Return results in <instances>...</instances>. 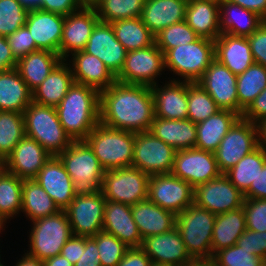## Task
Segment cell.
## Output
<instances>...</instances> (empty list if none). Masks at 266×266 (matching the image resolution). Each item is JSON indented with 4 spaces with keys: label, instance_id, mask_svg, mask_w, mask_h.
Segmentation results:
<instances>
[{
    "label": "cell",
    "instance_id": "1",
    "mask_svg": "<svg viewBox=\"0 0 266 266\" xmlns=\"http://www.w3.org/2000/svg\"><path fill=\"white\" fill-rule=\"evenodd\" d=\"M100 122L133 133L149 131L155 118L151 86L116 81L100 91Z\"/></svg>",
    "mask_w": 266,
    "mask_h": 266
},
{
    "label": "cell",
    "instance_id": "2",
    "mask_svg": "<svg viewBox=\"0 0 266 266\" xmlns=\"http://www.w3.org/2000/svg\"><path fill=\"white\" fill-rule=\"evenodd\" d=\"M100 92L75 83L56 107L59 121L72 141H84L100 122Z\"/></svg>",
    "mask_w": 266,
    "mask_h": 266
},
{
    "label": "cell",
    "instance_id": "3",
    "mask_svg": "<svg viewBox=\"0 0 266 266\" xmlns=\"http://www.w3.org/2000/svg\"><path fill=\"white\" fill-rule=\"evenodd\" d=\"M84 141L105 171L132 167L135 133L99 122Z\"/></svg>",
    "mask_w": 266,
    "mask_h": 266
},
{
    "label": "cell",
    "instance_id": "4",
    "mask_svg": "<svg viewBox=\"0 0 266 266\" xmlns=\"http://www.w3.org/2000/svg\"><path fill=\"white\" fill-rule=\"evenodd\" d=\"M57 157L72 178L75 195L101 191L105 170L85 141H73Z\"/></svg>",
    "mask_w": 266,
    "mask_h": 266
},
{
    "label": "cell",
    "instance_id": "5",
    "mask_svg": "<svg viewBox=\"0 0 266 266\" xmlns=\"http://www.w3.org/2000/svg\"><path fill=\"white\" fill-rule=\"evenodd\" d=\"M27 137L36 140L51 156H57L73 142L64 131L55 107L31 102L24 110Z\"/></svg>",
    "mask_w": 266,
    "mask_h": 266
},
{
    "label": "cell",
    "instance_id": "6",
    "mask_svg": "<svg viewBox=\"0 0 266 266\" xmlns=\"http://www.w3.org/2000/svg\"><path fill=\"white\" fill-rule=\"evenodd\" d=\"M216 215L194 203L176 215V227L193 260L212 259V232Z\"/></svg>",
    "mask_w": 266,
    "mask_h": 266
},
{
    "label": "cell",
    "instance_id": "7",
    "mask_svg": "<svg viewBox=\"0 0 266 266\" xmlns=\"http://www.w3.org/2000/svg\"><path fill=\"white\" fill-rule=\"evenodd\" d=\"M164 60L165 68L183 77L184 82H198L215 60L214 41L199 37L192 43L169 49Z\"/></svg>",
    "mask_w": 266,
    "mask_h": 266
},
{
    "label": "cell",
    "instance_id": "8",
    "mask_svg": "<svg viewBox=\"0 0 266 266\" xmlns=\"http://www.w3.org/2000/svg\"><path fill=\"white\" fill-rule=\"evenodd\" d=\"M27 254L45 260L61 254L62 248L73 235L64 210L33 221Z\"/></svg>",
    "mask_w": 266,
    "mask_h": 266
},
{
    "label": "cell",
    "instance_id": "9",
    "mask_svg": "<svg viewBox=\"0 0 266 266\" xmlns=\"http://www.w3.org/2000/svg\"><path fill=\"white\" fill-rule=\"evenodd\" d=\"M150 175L134 167L105 171L101 192L106 200L130 206L148 198Z\"/></svg>",
    "mask_w": 266,
    "mask_h": 266
},
{
    "label": "cell",
    "instance_id": "10",
    "mask_svg": "<svg viewBox=\"0 0 266 266\" xmlns=\"http://www.w3.org/2000/svg\"><path fill=\"white\" fill-rule=\"evenodd\" d=\"M176 151L149 131L135 133L132 167L148 175L170 174Z\"/></svg>",
    "mask_w": 266,
    "mask_h": 266
},
{
    "label": "cell",
    "instance_id": "11",
    "mask_svg": "<svg viewBox=\"0 0 266 266\" xmlns=\"http://www.w3.org/2000/svg\"><path fill=\"white\" fill-rule=\"evenodd\" d=\"M258 147L256 124L240 117L228 130L214 152L218 168L226 173L245 155Z\"/></svg>",
    "mask_w": 266,
    "mask_h": 266
},
{
    "label": "cell",
    "instance_id": "12",
    "mask_svg": "<svg viewBox=\"0 0 266 266\" xmlns=\"http://www.w3.org/2000/svg\"><path fill=\"white\" fill-rule=\"evenodd\" d=\"M165 70L164 53L156 44L128 51L116 81L125 84L155 85V78Z\"/></svg>",
    "mask_w": 266,
    "mask_h": 266
},
{
    "label": "cell",
    "instance_id": "13",
    "mask_svg": "<svg viewBox=\"0 0 266 266\" xmlns=\"http://www.w3.org/2000/svg\"><path fill=\"white\" fill-rule=\"evenodd\" d=\"M244 194L238 190L225 173L194 188L193 203L213 214L238 209L244 204Z\"/></svg>",
    "mask_w": 266,
    "mask_h": 266
},
{
    "label": "cell",
    "instance_id": "14",
    "mask_svg": "<svg viewBox=\"0 0 266 266\" xmlns=\"http://www.w3.org/2000/svg\"><path fill=\"white\" fill-rule=\"evenodd\" d=\"M106 199L101 191L91 195H75L64 209L72 234L92 237L103 230Z\"/></svg>",
    "mask_w": 266,
    "mask_h": 266
},
{
    "label": "cell",
    "instance_id": "15",
    "mask_svg": "<svg viewBox=\"0 0 266 266\" xmlns=\"http://www.w3.org/2000/svg\"><path fill=\"white\" fill-rule=\"evenodd\" d=\"M194 188L186 181L170 174L150 175L148 199L175 215L193 204Z\"/></svg>",
    "mask_w": 266,
    "mask_h": 266
},
{
    "label": "cell",
    "instance_id": "16",
    "mask_svg": "<svg viewBox=\"0 0 266 266\" xmlns=\"http://www.w3.org/2000/svg\"><path fill=\"white\" fill-rule=\"evenodd\" d=\"M171 174L195 188L218 177L221 172L214 152L195 147L176 151Z\"/></svg>",
    "mask_w": 266,
    "mask_h": 266
},
{
    "label": "cell",
    "instance_id": "17",
    "mask_svg": "<svg viewBox=\"0 0 266 266\" xmlns=\"http://www.w3.org/2000/svg\"><path fill=\"white\" fill-rule=\"evenodd\" d=\"M198 83L221 110H230L239 115L237 75L233 74L226 66L215 59Z\"/></svg>",
    "mask_w": 266,
    "mask_h": 266
},
{
    "label": "cell",
    "instance_id": "18",
    "mask_svg": "<svg viewBox=\"0 0 266 266\" xmlns=\"http://www.w3.org/2000/svg\"><path fill=\"white\" fill-rule=\"evenodd\" d=\"M96 9L92 5H84L80 10L65 16L60 44V57L68 59L78 51H83L92 30L99 22Z\"/></svg>",
    "mask_w": 266,
    "mask_h": 266
},
{
    "label": "cell",
    "instance_id": "19",
    "mask_svg": "<svg viewBox=\"0 0 266 266\" xmlns=\"http://www.w3.org/2000/svg\"><path fill=\"white\" fill-rule=\"evenodd\" d=\"M83 51L103 61L115 77L123 68L127 53L116 39L111 23L101 21L93 28Z\"/></svg>",
    "mask_w": 266,
    "mask_h": 266
},
{
    "label": "cell",
    "instance_id": "20",
    "mask_svg": "<svg viewBox=\"0 0 266 266\" xmlns=\"http://www.w3.org/2000/svg\"><path fill=\"white\" fill-rule=\"evenodd\" d=\"M51 155L36 140L27 136L4 161V169L22 180L35 179Z\"/></svg>",
    "mask_w": 266,
    "mask_h": 266
},
{
    "label": "cell",
    "instance_id": "21",
    "mask_svg": "<svg viewBox=\"0 0 266 266\" xmlns=\"http://www.w3.org/2000/svg\"><path fill=\"white\" fill-rule=\"evenodd\" d=\"M141 248L151 262L183 266L193 261L176 226L168 232L144 238Z\"/></svg>",
    "mask_w": 266,
    "mask_h": 266
},
{
    "label": "cell",
    "instance_id": "22",
    "mask_svg": "<svg viewBox=\"0 0 266 266\" xmlns=\"http://www.w3.org/2000/svg\"><path fill=\"white\" fill-rule=\"evenodd\" d=\"M64 21V15L33 8L28 12L25 27L39 50H48L60 55Z\"/></svg>",
    "mask_w": 266,
    "mask_h": 266
},
{
    "label": "cell",
    "instance_id": "23",
    "mask_svg": "<svg viewBox=\"0 0 266 266\" xmlns=\"http://www.w3.org/2000/svg\"><path fill=\"white\" fill-rule=\"evenodd\" d=\"M169 82L163 88L161 86L159 88L157 83L151 86L155 117L168 120L187 119L188 84L190 82L175 79Z\"/></svg>",
    "mask_w": 266,
    "mask_h": 266
},
{
    "label": "cell",
    "instance_id": "24",
    "mask_svg": "<svg viewBox=\"0 0 266 266\" xmlns=\"http://www.w3.org/2000/svg\"><path fill=\"white\" fill-rule=\"evenodd\" d=\"M35 180L60 210H64L75 197L72 178L57 156L50 157L40 169Z\"/></svg>",
    "mask_w": 266,
    "mask_h": 266
},
{
    "label": "cell",
    "instance_id": "25",
    "mask_svg": "<svg viewBox=\"0 0 266 266\" xmlns=\"http://www.w3.org/2000/svg\"><path fill=\"white\" fill-rule=\"evenodd\" d=\"M102 231L114 235L129 248L141 247L143 242L128 204L106 200Z\"/></svg>",
    "mask_w": 266,
    "mask_h": 266
},
{
    "label": "cell",
    "instance_id": "26",
    "mask_svg": "<svg viewBox=\"0 0 266 266\" xmlns=\"http://www.w3.org/2000/svg\"><path fill=\"white\" fill-rule=\"evenodd\" d=\"M71 59L72 66L69 65L75 83L93 87L100 92L116 82V77L98 57L78 51L72 54Z\"/></svg>",
    "mask_w": 266,
    "mask_h": 266
},
{
    "label": "cell",
    "instance_id": "27",
    "mask_svg": "<svg viewBox=\"0 0 266 266\" xmlns=\"http://www.w3.org/2000/svg\"><path fill=\"white\" fill-rule=\"evenodd\" d=\"M264 22L265 19L259 14L236 3L225 0L219 3L220 34L249 37Z\"/></svg>",
    "mask_w": 266,
    "mask_h": 266
},
{
    "label": "cell",
    "instance_id": "28",
    "mask_svg": "<svg viewBox=\"0 0 266 266\" xmlns=\"http://www.w3.org/2000/svg\"><path fill=\"white\" fill-rule=\"evenodd\" d=\"M131 211L142 239L168 232L176 226V215L148 198L132 205Z\"/></svg>",
    "mask_w": 266,
    "mask_h": 266
},
{
    "label": "cell",
    "instance_id": "29",
    "mask_svg": "<svg viewBox=\"0 0 266 266\" xmlns=\"http://www.w3.org/2000/svg\"><path fill=\"white\" fill-rule=\"evenodd\" d=\"M188 0H145L141 20L155 36L166 27L185 20Z\"/></svg>",
    "mask_w": 266,
    "mask_h": 266
},
{
    "label": "cell",
    "instance_id": "30",
    "mask_svg": "<svg viewBox=\"0 0 266 266\" xmlns=\"http://www.w3.org/2000/svg\"><path fill=\"white\" fill-rule=\"evenodd\" d=\"M214 44L215 59L235 75L242 74L254 63L247 37L220 34Z\"/></svg>",
    "mask_w": 266,
    "mask_h": 266
},
{
    "label": "cell",
    "instance_id": "31",
    "mask_svg": "<svg viewBox=\"0 0 266 266\" xmlns=\"http://www.w3.org/2000/svg\"><path fill=\"white\" fill-rule=\"evenodd\" d=\"M65 62L66 60H61L47 78L32 91L33 102L55 108L58 106L74 84L71 67Z\"/></svg>",
    "mask_w": 266,
    "mask_h": 266
},
{
    "label": "cell",
    "instance_id": "32",
    "mask_svg": "<svg viewBox=\"0 0 266 266\" xmlns=\"http://www.w3.org/2000/svg\"><path fill=\"white\" fill-rule=\"evenodd\" d=\"M149 132L175 150L195 148L196 145V124L189 119L168 120L155 117Z\"/></svg>",
    "mask_w": 266,
    "mask_h": 266
},
{
    "label": "cell",
    "instance_id": "33",
    "mask_svg": "<svg viewBox=\"0 0 266 266\" xmlns=\"http://www.w3.org/2000/svg\"><path fill=\"white\" fill-rule=\"evenodd\" d=\"M186 23L199 37L215 41L219 35V3L211 0H188Z\"/></svg>",
    "mask_w": 266,
    "mask_h": 266
},
{
    "label": "cell",
    "instance_id": "34",
    "mask_svg": "<svg viewBox=\"0 0 266 266\" xmlns=\"http://www.w3.org/2000/svg\"><path fill=\"white\" fill-rule=\"evenodd\" d=\"M32 101V91L16 68L0 72V111L23 113Z\"/></svg>",
    "mask_w": 266,
    "mask_h": 266
},
{
    "label": "cell",
    "instance_id": "35",
    "mask_svg": "<svg viewBox=\"0 0 266 266\" xmlns=\"http://www.w3.org/2000/svg\"><path fill=\"white\" fill-rule=\"evenodd\" d=\"M240 116L230 110H220L206 120L196 124L197 140L195 147L215 152L224 136Z\"/></svg>",
    "mask_w": 266,
    "mask_h": 266
},
{
    "label": "cell",
    "instance_id": "36",
    "mask_svg": "<svg viewBox=\"0 0 266 266\" xmlns=\"http://www.w3.org/2000/svg\"><path fill=\"white\" fill-rule=\"evenodd\" d=\"M246 229L243 206L226 213L217 214L212 232V256L217 251L235 245Z\"/></svg>",
    "mask_w": 266,
    "mask_h": 266
},
{
    "label": "cell",
    "instance_id": "37",
    "mask_svg": "<svg viewBox=\"0 0 266 266\" xmlns=\"http://www.w3.org/2000/svg\"><path fill=\"white\" fill-rule=\"evenodd\" d=\"M61 60L57 53L48 50H37L20 58L17 61L16 69L29 89L33 91L47 78Z\"/></svg>",
    "mask_w": 266,
    "mask_h": 266
},
{
    "label": "cell",
    "instance_id": "38",
    "mask_svg": "<svg viewBox=\"0 0 266 266\" xmlns=\"http://www.w3.org/2000/svg\"><path fill=\"white\" fill-rule=\"evenodd\" d=\"M21 211L33 222L37 219L54 215L60 209L38 182L35 179H31L23 180Z\"/></svg>",
    "mask_w": 266,
    "mask_h": 266
},
{
    "label": "cell",
    "instance_id": "39",
    "mask_svg": "<svg viewBox=\"0 0 266 266\" xmlns=\"http://www.w3.org/2000/svg\"><path fill=\"white\" fill-rule=\"evenodd\" d=\"M111 25L116 39L127 52L155 44V36L149 31L140 17L116 20Z\"/></svg>",
    "mask_w": 266,
    "mask_h": 266
},
{
    "label": "cell",
    "instance_id": "40",
    "mask_svg": "<svg viewBox=\"0 0 266 266\" xmlns=\"http://www.w3.org/2000/svg\"><path fill=\"white\" fill-rule=\"evenodd\" d=\"M237 94L239 102V116L266 88V68L258 63H253L242 74L237 75Z\"/></svg>",
    "mask_w": 266,
    "mask_h": 266
},
{
    "label": "cell",
    "instance_id": "41",
    "mask_svg": "<svg viewBox=\"0 0 266 266\" xmlns=\"http://www.w3.org/2000/svg\"><path fill=\"white\" fill-rule=\"evenodd\" d=\"M265 162L266 151L258 146L251 153L245 155L225 174L231 183L244 194L250 188L251 183L256 180Z\"/></svg>",
    "mask_w": 266,
    "mask_h": 266
},
{
    "label": "cell",
    "instance_id": "42",
    "mask_svg": "<svg viewBox=\"0 0 266 266\" xmlns=\"http://www.w3.org/2000/svg\"><path fill=\"white\" fill-rule=\"evenodd\" d=\"M23 180L3 169L0 172V219L5 223L22 208Z\"/></svg>",
    "mask_w": 266,
    "mask_h": 266
},
{
    "label": "cell",
    "instance_id": "43",
    "mask_svg": "<svg viewBox=\"0 0 266 266\" xmlns=\"http://www.w3.org/2000/svg\"><path fill=\"white\" fill-rule=\"evenodd\" d=\"M25 136L23 114L14 111H0V159L2 161H5Z\"/></svg>",
    "mask_w": 266,
    "mask_h": 266
},
{
    "label": "cell",
    "instance_id": "44",
    "mask_svg": "<svg viewBox=\"0 0 266 266\" xmlns=\"http://www.w3.org/2000/svg\"><path fill=\"white\" fill-rule=\"evenodd\" d=\"M145 0H97L92 6L99 20L112 23L116 20L141 17Z\"/></svg>",
    "mask_w": 266,
    "mask_h": 266
},
{
    "label": "cell",
    "instance_id": "45",
    "mask_svg": "<svg viewBox=\"0 0 266 266\" xmlns=\"http://www.w3.org/2000/svg\"><path fill=\"white\" fill-rule=\"evenodd\" d=\"M221 109L213 98L198 82L188 84V116L187 119L198 124Z\"/></svg>",
    "mask_w": 266,
    "mask_h": 266
},
{
    "label": "cell",
    "instance_id": "46",
    "mask_svg": "<svg viewBox=\"0 0 266 266\" xmlns=\"http://www.w3.org/2000/svg\"><path fill=\"white\" fill-rule=\"evenodd\" d=\"M198 38L196 32L184 20L161 30L155 35V44L165 54L169 49L192 43Z\"/></svg>",
    "mask_w": 266,
    "mask_h": 266
},
{
    "label": "cell",
    "instance_id": "47",
    "mask_svg": "<svg viewBox=\"0 0 266 266\" xmlns=\"http://www.w3.org/2000/svg\"><path fill=\"white\" fill-rule=\"evenodd\" d=\"M29 10L19 0H0V36L7 37L25 26Z\"/></svg>",
    "mask_w": 266,
    "mask_h": 266
},
{
    "label": "cell",
    "instance_id": "48",
    "mask_svg": "<svg viewBox=\"0 0 266 266\" xmlns=\"http://www.w3.org/2000/svg\"><path fill=\"white\" fill-rule=\"evenodd\" d=\"M212 266H266V260L250 254L237 244L217 251L211 259Z\"/></svg>",
    "mask_w": 266,
    "mask_h": 266
},
{
    "label": "cell",
    "instance_id": "49",
    "mask_svg": "<svg viewBox=\"0 0 266 266\" xmlns=\"http://www.w3.org/2000/svg\"><path fill=\"white\" fill-rule=\"evenodd\" d=\"M92 238L97 243L101 266H117L129 248L117 237L104 231L97 233Z\"/></svg>",
    "mask_w": 266,
    "mask_h": 266
},
{
    "label": "cell",
    "instance_id": "50",
    "mask_svg": "<svg viewBox=\"0 0 266 266\" xmlns=\"http://www.w3.org/2000/svg\"><path fill=\"white\" fill-rule=\"evenodd\" d=\"M243 209L247 229L266 232V199L245 198Z\"/></svg>",
    "mask_w": 266,
    "mask_h": 266
},
{
    "label": "cell",
    "instance_id": "51",
    "mask_svg": "<svg viewBox=\"0 0 266 266\" xmlns=\"http://www.w3.org/2000/svg\"><path fill=\"white\" fill-rule=\"evenodd\" d=\"M6 38L12 54L17 61L25 55L39 50L29 30L25 26L19 28Z\"/></svg>",
    "mask_w": 266,
    "mask_h": 266
},
{
    "label": "cell",
    "instance_id": "52",
    "mask_svg": "<svg viewBox=\"0 0 266 266\" xmlns=\"http://www.w3.org/2000/svg\"><path fill=\"white\" fill-rule=\"evenodd\" d=\"M246 249L250 254L266 260V232H258L246 229L236 243Z\"/></svg>",
    "mask_w": 266,
    "mask_h": 266
},
{
    "label": "cell",
    "instance_id": "53",
    "mask_svg": "<svg viewBox=\"0 0 266 266\" xmlns=\"http://www.w3.org/2000/svg\"><path fill=\"white\" fill-rule=\"evenodd\" d=\"M247 39L254 62L266 68V20Z\"/></svg>",
    "mask_w": 266,
    "mask_h": 266
},
{
    "label": "cell",
    "instance_id": "54",
    "mask_svg": "<svg viewBox=\"0 0 266 266\" xmlns=\"http://www.w3.org/2000/svg\"><path fill=\"white\" fill-rule=\"evenodd\" d=\"M83 6L81 0H41L38 9L66 16L77 12Z\"/></svg>",
    "mask_w": 266,
    "mask_h": 266
},
{
    "label": "cell",
    "instance_id": "55",
    "mask_svg": "<svg viewBox=\"0 0 266 266\" xmlns=\"http://www.w3.org/2000/svg\"><path fill=\"white\" fill-rule=\"evenodd\" d=\"M241 117L254 124L266 118V88L255 98Z\"/></svg>",
    "mask_w": 266,
    "mask_h": 266
},
{
    "label": "cell",
    "instance_id": "56",
    "mask_svg": "<svg viewBox=\"0 0 266 266\" xmlns=\"http://www.w3.org/2000/svg\"><path fill=\"white\" fill-rule=\"evenodd\" d=\"M74 266H101L98 247L92 237H85V249Z\"/></svg>",
    "mask_w": 266,
    "mask_h": 266
},
{
    "label": "cell",
    "instance_id": "57",
    "mask_svg": "<svg viewBox=\"0 0 266 266\" xmlns=\"http://www.w3.org/2000/svg\"><path fill=\"white\" fill-rule=\"evenodd\" d=\"M81 249H85V237L72 235L63 246L61 255L75 265L80 259Z\"/></svg>",
    "mask_w": 266,
    "mask_h": 266
},
{
    "label": "cell",
    "instance_id": "58",
    "mask_svg": "<svg viewBox=\"0 0 266 266\" xmlns=\"http://www.w3.org/2000/svg\"><path fill=\"white\" fill-rule=\"evenodd\" d=\"M151 259L141 247H131L125 251L117 266H150Z\"/></svg>",
    "mask_w": 266,
    "mask_h": 266
},
{
    "label": "cell",
    "instance_id": "59",
    "mask_svg": "<svg viewBox=\"0 0 266 266\" xmlns=\"http://www.w3.org/2000/svg\"><path fill=\"white\" fill-rule=\"evenodd\" d=\"M245 198L266 199V162L259 171L256 180L251 183L250 188L244 193Z\"/></svg>",
    "mask_w": 266,
    "mask_h": 266
},
{
    "label": "cell",
    "instance_id": "60",
    "mask_svg": "<svg viewBox=\"0 0 266 266\" xmlns=\"http://www.w3.org/2000/svg\"><path fill=\"white\" fill-rule=\"evenodd\" d=\"M17 67V60L12 54L7 38L0 36V72Z\"/></svg>",
    "mask_w": 266,
    "mask_h": 266
},
{
    "label": "cell",
    "instance_id": "61",
    "mask_svg": "<svg viewBox=\"0 0 266 266\" xmlns=\"http://www.w3.org/2000/svg\"><path fill=\"white\" fill-rule=\"evenodd\" d=\"M256 12L266 20V0H225Z\"/></svg>",
    "mask_w": 266,
    "mask_h": 266
},
{
    "label": "cell",
    "instance_id": "62",
    "mask_svg": "<svg viewBox=\"0 0 266 266\" xmlns=\"http://www.w3.org/2000/svg\"><path fill=\"white\" fill-rule=\"evenodd\" d=\"M258 146L266 151V118L256 123Z\"/></svg>",
    "mask_w": 266,
    "mask_h": 266
},
{
    "label": "cell",
    "instance_id": "63",
    "mask_svg": "<svg viewBox=\"0 0 266 266\" xmlns=\"http://www.w3.org/2000/svg\"><path fill=\"white\" fill-rule=\"evenodd\" d=\"M44 266H74L70 261L64 258L61 254L43 260Z\"/></svg>",
    "mask_w": 266,
    "mask_h": 266
},
{
    "label": "cell",
    "instance_id": "64",
    "mask_svg": "<svg viewBox=\"0 0 266 266\" xmlns=\"http://www.w3.org/2000/svg\"><path fill=\"white\" fill-rule=\"evenodd\" d=\"M15 266H44L43 260L32 257L25 253L22 259L18 260Z\"/></svg>",
    "mask_w": 266,
    "mask_h": 266
},
{
    "label": "cell",
    "instance_id": "65",
    "mask_svg": "<svg viewBox=\"0 0 266 266\" xmlns=\"http://www.w3.org/2000/svg\"><path fill=\"white\" fill-rule=\"evenodd\" d=\"M24 6L29 9L38 8L41 0H19Z\"/></svg>",
    "mask_w": 266,
    "mask_h": 266
},
{
    "label": "cell",
    "instance_id": "66",
    "mask_svg": "<svg viewBox=\"0 0 266 266\" xmlns=\"http://www.w3.org/2000/svg\"><path fill=\"white\" fill-rule=\"evenodd\" d=\"M183 266H211V261L207 260H193L188 264H184Z\"/></svg>",
    "mask_w": 266,
    "mask_h": 266
},
{
    "label": "cell",
    "instance_id": "67",
    "mask_svg": "<svg viewBox=\"0 0 266 266\" xmlns=\"http://www.w3.org/2000/svg\"><path fill=\"white\" fill-rule=\"evenodd\" d=\"M150 266H173V265L151 262Z\"/></svg>",
    "mask_w": 266,
    "mask_h": 266
},
{
    "label": "cell",
    "instance_id": "68",
    "mask_svg": "<svg viewBox=\"0 0 266 266\" xmlns=\"http://www.w3.org/2000/svg\"><path fill=\"white\" fill-rule=\"evenodd\" d=\"M81 1L84 3V5H92L97 0H81Z\"/></svg>",
    "mask_w": 266,
    "mask_h": 266
},
{
    "label": "cell",
    "instance_id": "69",
    "mask_svg": "<svg viewBox=\"0 0 266 266\" xmlns=\"http://www.w3.org/2000/svg\"><path fill=\"white\" fill-rule=\"evenodd\" d=\"M4 169V161L0 159V172Z\"/></svg>",
    "mask_w": 266,
    "mask_h": 266
},
{
    "label": "cell",
    "instance_id": "70",
    "mask_svg": "<svg viewBox=\"0 0 266 266\" xmlns=\"http://www.w3.org/2000/svg\"><path fill=\"white\" fill-rule=\"evenodd\" d=\"M5 223L0 219V233L2 232L1 230L4 228Z\"/></svg>",
    "mask_w": 266,
    "mask_h": 266
},
{
    "label": "cell",
    "instance_id": "71",
    "mask_svg": "<svg viewBox=\"0 0 266 266\" xmlns=\"http://www.w3.org/2000/svg\"><path fill=\"white\" fill-rule=\"evenodd\" d=\"M211 1L218 2V3H220V2H221V0H211Z\"/></svg>",
    "mask_w": 266,
    "mask_h": 266
}]
</instances>
